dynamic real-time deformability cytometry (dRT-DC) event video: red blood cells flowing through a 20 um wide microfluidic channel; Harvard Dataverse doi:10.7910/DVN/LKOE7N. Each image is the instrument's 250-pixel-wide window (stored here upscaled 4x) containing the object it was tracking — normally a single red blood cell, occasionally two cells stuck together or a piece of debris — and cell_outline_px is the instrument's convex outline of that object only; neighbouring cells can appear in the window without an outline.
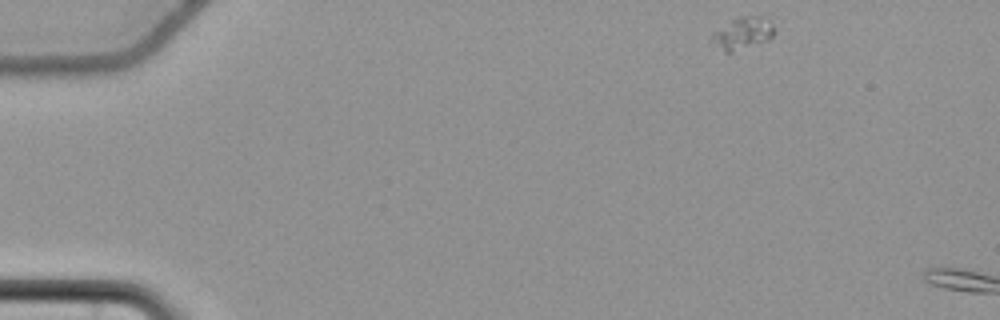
{"species": "common noctule bat (a hibernating species)", "species_latin": "Nyctalus noctula", "temperature_condition": "cold", "stored_images_in_passage": 4, "camera_frame_rate_fps": 3000, "um_per_image_px": 0.085, "animal": {"sex": "female", "body_mass_g": 22.7, "forearm_length_mm": 54.2}, "frame": {"image": 1, "passage_image": 1, "time_ms": 0.0, "image_size_px": [1000, 320], "cell_outline_px": [[776, 32], [768, 40], [732, 52], [724, 52], [708, 40], [712, 32], [732, 20], [740, 16], [756, 16], [768, 20], [772, 24]], "centroid_in_image_um": [63.08, 2.84], "position_along_channel_um": 21.9, "area_um2": 11.68}}